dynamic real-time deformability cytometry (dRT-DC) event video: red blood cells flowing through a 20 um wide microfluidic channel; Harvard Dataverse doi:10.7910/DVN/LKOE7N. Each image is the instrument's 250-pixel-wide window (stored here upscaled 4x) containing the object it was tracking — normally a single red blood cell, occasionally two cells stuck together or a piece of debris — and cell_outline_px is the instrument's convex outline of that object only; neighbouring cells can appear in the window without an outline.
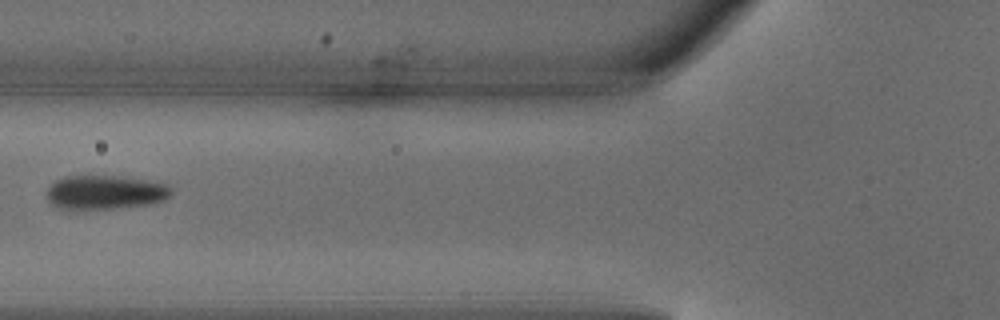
{"species": "common noctule bat (a hibernating species)", "species_latin": "Nyctalus noctula", "temperature_condition": "warm", "stored_images_in_passage": 6, "camera_frame_rate_fps": 3000, "um_per_image_px": 0.085, "animal": {"sex": "male", "body_mass_g": 18.8}, "frame": {"image": 1, "passage_image": 5, "time_ms": 1.333, "image_size_px": [1000, 320], "cell_outline_px": [[172, 192], [164, 200], [148, 204], [112, 208], [72, 212], [56, 208], [48, 200], [48, 188], [56, 180], [64, 176], [120, 176], [168, 184], [172, 188]], "centroid_in_image_um": [8.88, 16.38], "position_along_channel_um": 116.9, "area_um2": 25.09}}
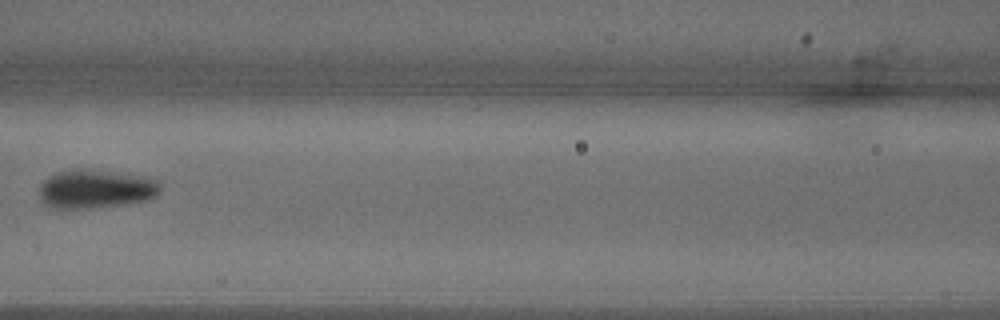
{"frame": {"image": 2, "passage_image": 6, "time_ms": 1.667, "image_size_px": [1000, 320], "cell_outline_px": [[160, 192], [156, 196], [148, 200], [128, 204], [88, 208], [52, 208], [44, 204], [40, 200], [40, 184], [48, 176], [56, 172], [76, 168], [160, 180]], "centroid_in_image_um": [8.09, 16.09], "position_along_channel_um": 158.5, "area_um2": 26.99}}